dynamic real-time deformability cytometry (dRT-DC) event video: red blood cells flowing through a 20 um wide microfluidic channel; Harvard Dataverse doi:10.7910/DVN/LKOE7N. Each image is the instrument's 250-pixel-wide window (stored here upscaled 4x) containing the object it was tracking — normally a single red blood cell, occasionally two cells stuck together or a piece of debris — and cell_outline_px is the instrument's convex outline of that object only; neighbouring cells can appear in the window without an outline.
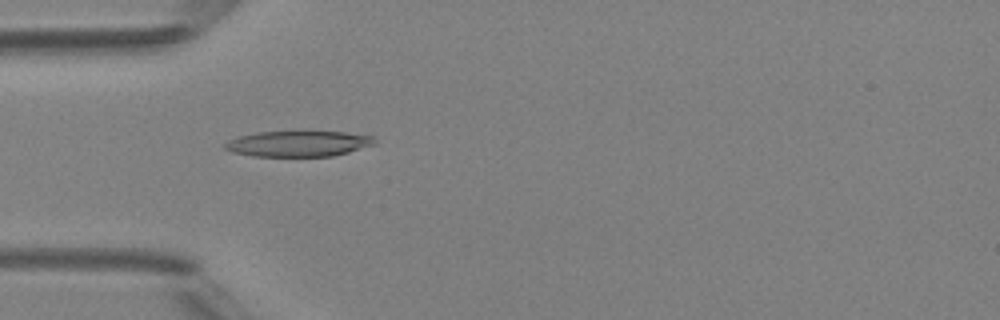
{"species": "Egyptian fruit bat (a non-hibernating species)", "species_latin": "Rousettus aegyptiacus", "temperature_condition": "room temperature", "stored_images_in_passage": 46, "camera_frame_rate_fps": 3000, "um_per_image_px": 0.085, "animal": {"sex": "female"}, "frame": {"image": 1, "passage_image": 12, "time_ms": 3.667, "image_size_px": [1000, 320], "cell_outline_px": [[376, 144], [348, 152], [332, 156], [252, 156], [232, 152], [224, 148], [224, 144], [228, 140], [236, 136], [256, 132], [344, 132], [372, 136]], "centroid_in_image_um": [25.3, 12.21], "position_along_channel_um": 59.7, "area_um2": 22.31}}
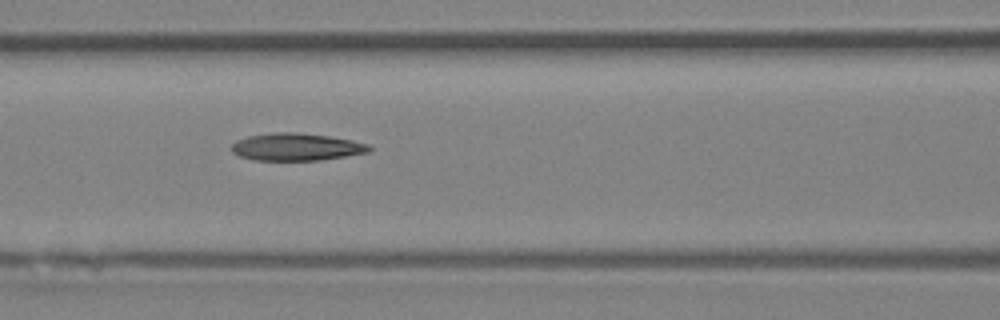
{"frame": {"image": 2, "passage_image": 18, "time_ms": 5.667, "image_size_px": [1000, 320], "cell_outline_px": [[372, 148], [368, 152], [320, 160], [256, 160], [240, 156], [232, 152], [232, 144], [236, 140], [248, 136], [276, 132], [296, 132], [328, 136], [352, 140], [368, 144]], "centroid_in_image_um": [25.18, 12.48], "position_along_channel_um": 141.4, "area_um2": 21.79}}
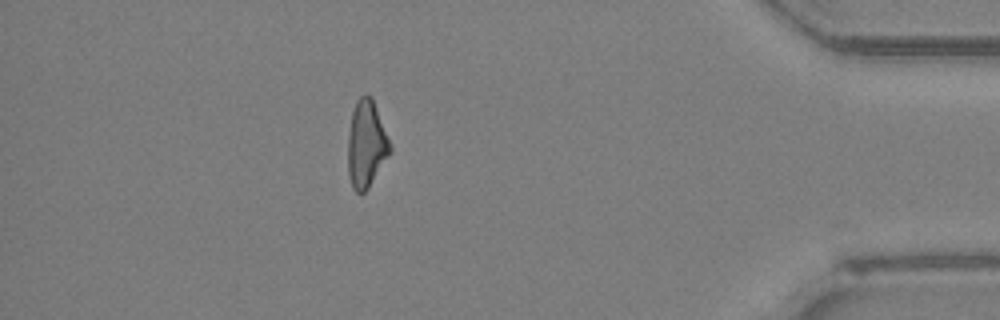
{"frame": {"image": 3, "passage_image": 40, "time_ms": 13.0, "image_size_px": [1000, 320], "cell_outline_px": [[392, 148], [388, 156], [368, 188], [364, 192], [356, 192], [352, 188], [348, 176], [348, 136], [352, 112], [356, 100], [364, 92], [368, 92], [372, 96], [392, 144]], "centroid_in_image_um": [31.14, 12.19], "position_along_channel_um": 404.1, "area_um2": 21.68}, "authors_computed_cell_mechanics": {"area_um2": 21.8195, "velocity_mm_per_s": 4.2194, "shape_relaxation_time_tau1_ms": null, "shape_relaxation_time_tau2_ms": 9.796, "deformation_change_tau1": null, "deformation_change_tau2": 0.2528}}